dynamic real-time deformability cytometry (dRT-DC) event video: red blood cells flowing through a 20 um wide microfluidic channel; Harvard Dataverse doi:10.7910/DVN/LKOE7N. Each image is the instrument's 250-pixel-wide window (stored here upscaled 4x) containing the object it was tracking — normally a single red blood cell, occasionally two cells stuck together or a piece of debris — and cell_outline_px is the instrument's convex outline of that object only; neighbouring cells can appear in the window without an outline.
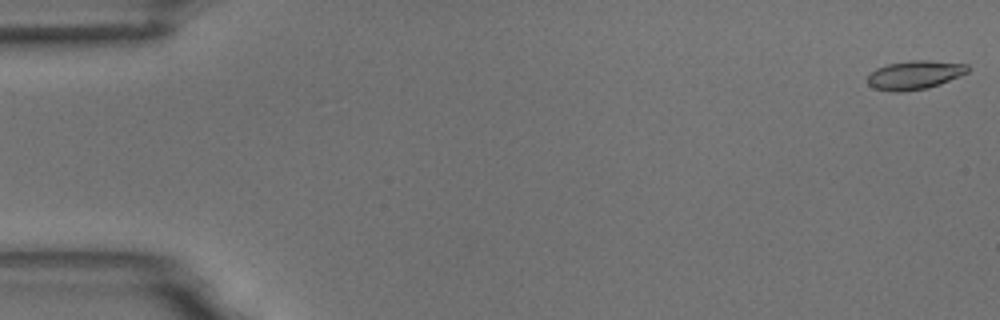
{"species": "common noctule bat (a hibernating species)", "species_latin": "Nyctalus noctula", "temperature_condition": "room temperature", "stored_images_in_passage": 4, "camera_frame_rate_fps": 3000, "um_per_image_px": 0.085, "animal": {"sex": "male", "body_mass_g": 18.8}, "frame": {"image": 1, "passage_image": 1, "time_ms": 0.0, "image_size_px": [1000, 320], "cell_outline_px": [[968, 72], [960, 76], [940, 84], [928, 88], [900, 92], [892, 92], [876, 88], [868, 84], [868, 76], [876, 68], [888, 64], [908, 60], [928, 60], [968, 64]], "centroid_in_image_um": [77.76, 6.37], "position_along_channel_um": 7.2, "area_um2": 16.76}}